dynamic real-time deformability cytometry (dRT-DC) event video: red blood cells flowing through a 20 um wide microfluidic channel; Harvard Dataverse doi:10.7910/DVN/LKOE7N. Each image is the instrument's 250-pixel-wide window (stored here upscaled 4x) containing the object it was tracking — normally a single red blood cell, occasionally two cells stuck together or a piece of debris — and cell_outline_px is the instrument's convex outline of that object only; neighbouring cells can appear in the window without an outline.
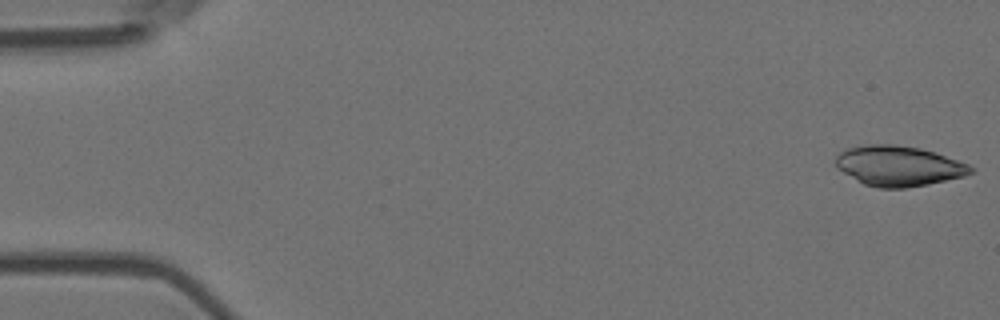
{"species": "Egyptian fruit bat (a non-hibernating species)", "species_latin": "Rousettus aegyptiacus", "temperature_condition": "room temperature", "stored_images_in_passage": 13, "camera_frame_rate_fps": 3000, "um_per_image_px": 0.085, "animal": {"sex": "female"}, "frame": {"image": 1, "passage_image": 1, "time_ms": 0.0, "image_size_px": [1000, 320], "cell_outline_px": [[976, 168], [972, 172], [964, 176], [928, 184], [904, 188], [876, 188], [864, 184], [844, 172], [836, 164], [836, 156], [840, 152], [848, 148], [868, 144], [896, 144], [920, 148], [968, 164]], "centroid_in_image_um": [76.39, 14.1], "position_along_channel_um": 8.6, "area_um2": 31.27}}
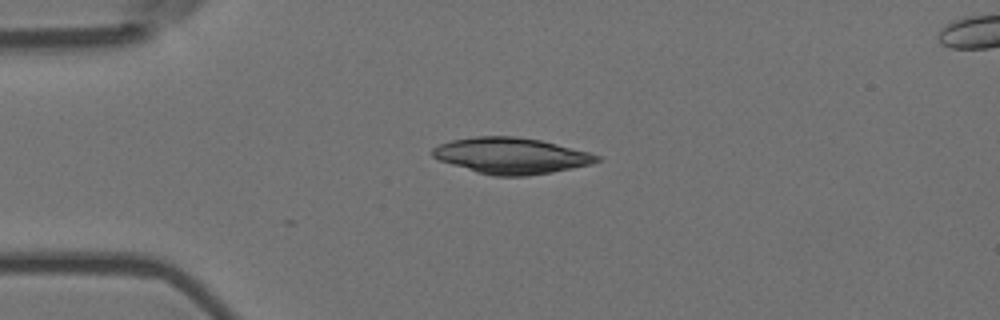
{"frame": {"image": 2, "passage_image": 13, "time_ms": 4.0, "image_size_px": [1000, 320], "cell_outline_px": [[600, 160], [592, 164], [552, 172], [528, 176], [492, 176], [476, 172], [440, 160], [432, 156], [432, 148], [440, 144], [452, 140], [476, 136], [512, 136], [540, 140], [588, 152], [600, 156]], "centroid_in_image_um": [43.44, 13.24], "position_along_channel_um": 41.6, "area_um2": 34.33}}